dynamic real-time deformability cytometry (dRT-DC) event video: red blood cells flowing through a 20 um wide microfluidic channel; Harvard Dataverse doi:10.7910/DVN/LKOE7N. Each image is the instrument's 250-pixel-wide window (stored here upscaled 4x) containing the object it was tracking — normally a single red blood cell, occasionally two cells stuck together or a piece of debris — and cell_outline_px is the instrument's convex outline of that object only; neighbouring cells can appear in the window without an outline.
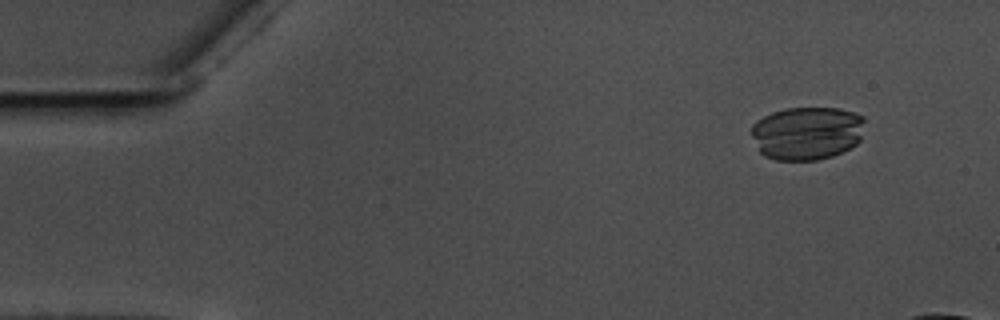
{"species": "common noctule bat (a hibernating species)", "species_latin": "Nyctalus noctula", "temperature_condition": "warm", "stored_images_in_passage": 12, "camera_frame_rate_fps": 3000, "um_per_image_px": 0.085, "animal": {"sex": "male", "body_mass_g": 17.5, "forearm_length_mm": 52.3}, "frame": {"image": 1, "passage_image": 1, "time_ms": 0.0, "image_size_px": [1000, 320], "cell_outline_px": [[864, 120], [860, 140], [856, 144], [832, 156], [816, 160], [776, 160], [764, 156], [760, 152], [752, 136], [752, 124], [756, 120], [772, 112], [784, 108], [840, 108], [864, 116]], "centroid_in_image_um": [68.57, 11.31], "position_along_channel_um": 16.4, "area_um2": 35.26}}